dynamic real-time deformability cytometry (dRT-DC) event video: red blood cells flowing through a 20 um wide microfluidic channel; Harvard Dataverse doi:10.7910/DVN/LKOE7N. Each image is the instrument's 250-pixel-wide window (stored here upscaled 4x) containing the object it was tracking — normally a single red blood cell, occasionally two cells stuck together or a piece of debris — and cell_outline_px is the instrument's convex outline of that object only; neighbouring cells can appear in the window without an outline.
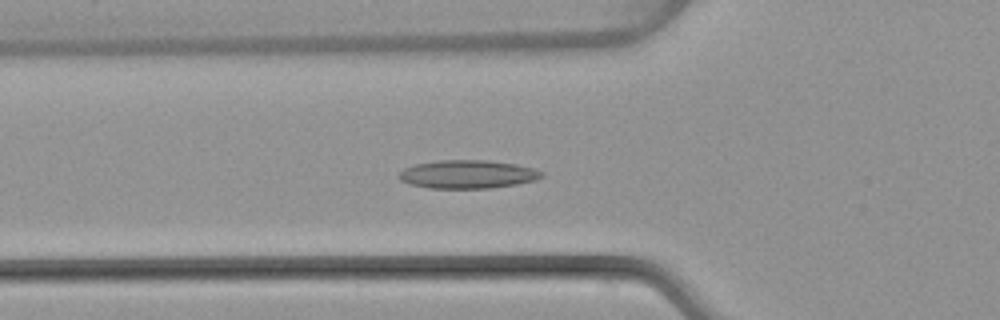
{"species": "common noctule bat (a hibernating species)", "species_latin": "Nyctalus noctula", "temperature_condition": "warm", "stored_images_in_passage": 51, "camera_frame_rate_fps": 3000, "um_per_image_px": 0.085, "animal": {"sex": "female", "body_mass_g": 22.7, "forearm_length_mm": 54.2}, "frame": {"image": 1, "passage_image": 18, "time_ms": 5.667, "image_size_px": [1000, 320], "cell_outline_px": [[544, 176], [536, 180], [516, 184], [492, 188], [428, 188], [412, 184], [400, 180], [396, 176], [404, 168], [416, 164], [440, 160], [488, 160], [516, 164], [532, 168], [544, 172]], "centroid_in_image_um": [39.76, 14.81], "position_along_channel_um": 86.0, "area_um2": 23.58}}
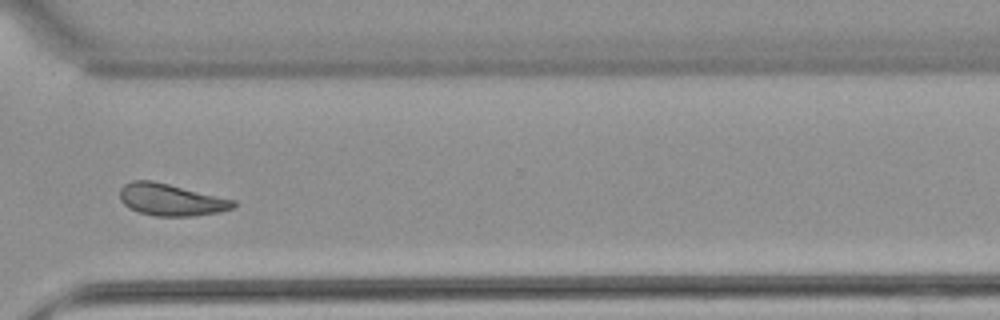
{"frame": {"image": 2, "passage_image": 38, "time_ms": 12.333, "image_size_px": [1000, 320], "cell_outline_px": [[236, 204], [232, 208], [220, 212], [192, 216], [156, 216], [140, 212], [128, 208], [120, 200], [120, 188], [124, 184], [132, 180], [152, 180], [236, 200]], "centroid_in_image_um": [14.52, 16.97], "position_along_channel_um": 356.1, "area_um2": 21.15}}
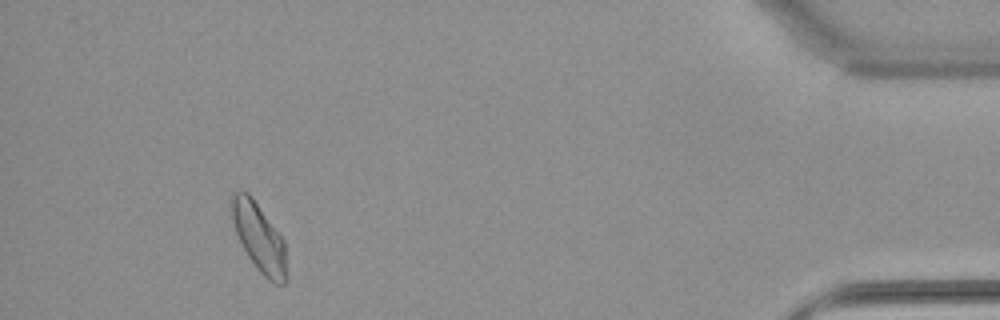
{"frame": {"image": 3, "passage_image": 47, "time_ms": 15.333, "image_size_px": [1000, 320], "cell_outline_px": [[288, 280], [284, 284], [272, 284], [256, 268], [248, 256], [236, 232], [232, 220], [228, 200], [232, 192], [248, 192], [252, 196], [284, 240], [288, 276]], "centroid_in_image_um": [22.02, 20.2], "position_along_channel_um": 413.2, "area_um2": 22.25}, "authors_computed_cell_mechanics": {"area_um2": 21.6172, "velocity_mm_per_s": 4.0513, "shape_relaxation_time_tau1_ms": null, "shape_relaxation_time_tau2_ms": 3.0382, "deformation_change_tau1": null, "deformation_change_tau2": 0.1025}}